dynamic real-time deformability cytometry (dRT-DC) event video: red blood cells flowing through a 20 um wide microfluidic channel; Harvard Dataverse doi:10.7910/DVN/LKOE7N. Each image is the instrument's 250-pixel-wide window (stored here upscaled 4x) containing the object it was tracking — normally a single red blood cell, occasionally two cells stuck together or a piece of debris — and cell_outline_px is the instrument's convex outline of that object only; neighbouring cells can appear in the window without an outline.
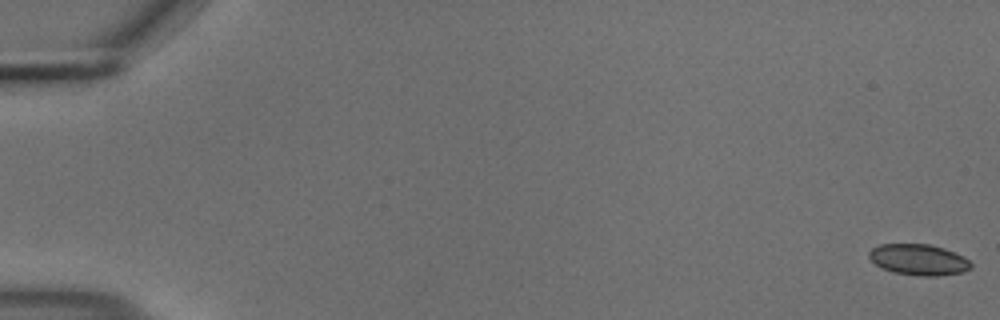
{"species": "common noctule bat (a hibernating species)", "species_latin": "Nyctalus noctula", "temperature_condition": "cold", "stored_images_in_passage": 42, "camera_frame_rate_fps": 3000, "um_per_image_px": 0.085, "animal": {"sex": "male", "body_mass_g": 18.8}, "frame": {"image": 1, "passage_image": 1, "time_ms": 0.0, "image_size_px": [1000, 320], "cell_outline_px": [[972, 268], [964, 272], [936, 276], [916, 276], [896, 272], [884, 268], [876, 264], [868, 256], [868, 252], [872, 248], [880, 244], [928, 244], [944, 248], [964, 256], [972, 264]], "centroid_in_image_um": [78.12, 22.07], "position_along_channel_um": 6.9, "area_um2": 18.38}}
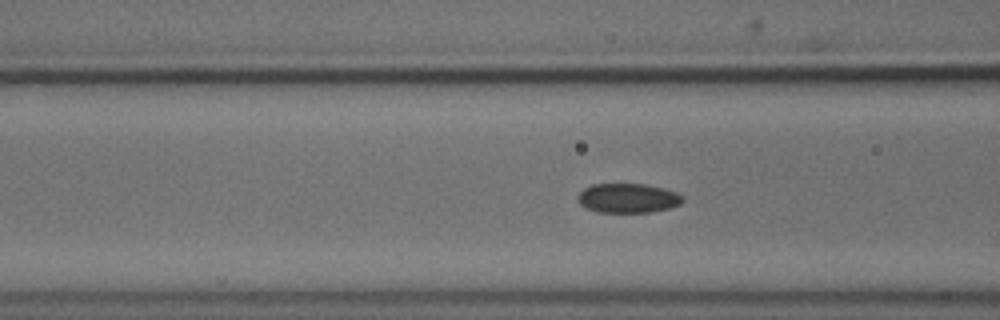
{"frame": {"image": 2, "passage_image": 23, "time_ms": 7.333, "image_size_px": [1000, 320], "cell_outline_px": [[684, 200], [680, 204], [668, 208], [652, 212], [596, 212], [580, 204], [576, 200], [576, 196], [584, 188], [592, 184], [644, 184], [664, 188], [676, 192], [684, 196]], "centroid_in_image_um": [53.36, 16.84], "position_along_channel_um": 113.2, "area_um2": 18.09}}
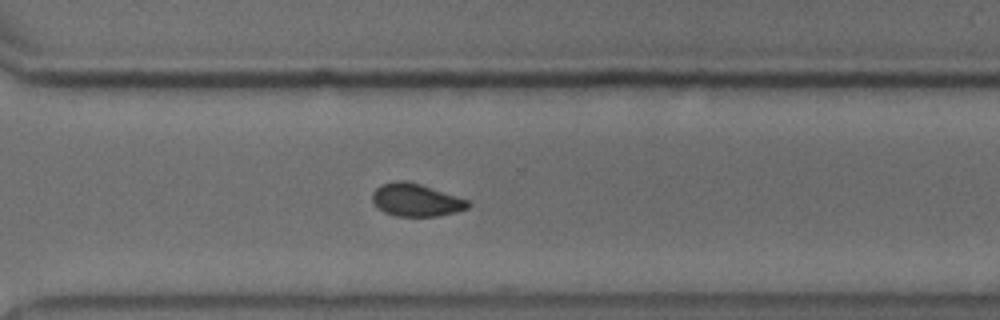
{"frame": {"image": 3, "passage_image": 41, "time_ms": 13.333, "image_size_px": [1000, 320], "cell_outline_px": [[472, 204], [468, 208], [456, 212], [436, 216], [396, 216], [384, 212], [372, 200], [372, 192], [380, 184], [396, 180], [404, 180], [420, 184], [468, 200]], "centroid_in_image_um": [35.35, 16.99], "position_along_channel_um": 335.2, "area_um2": 18.15}}